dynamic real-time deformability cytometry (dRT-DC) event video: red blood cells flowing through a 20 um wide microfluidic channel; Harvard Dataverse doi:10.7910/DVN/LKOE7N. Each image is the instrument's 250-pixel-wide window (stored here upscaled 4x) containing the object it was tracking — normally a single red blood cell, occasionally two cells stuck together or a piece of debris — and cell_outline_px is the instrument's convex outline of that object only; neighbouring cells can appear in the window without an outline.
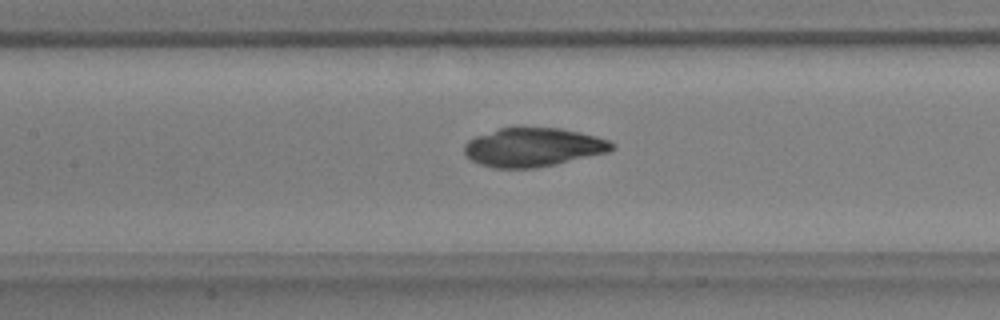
{"species": "common noctule bat (a hibernating species)", "species_latin": "Nyctalus noctula", "temperature_condition": "warm", "stored_images_in_passage": 9, "segment_of_instrument_passage": [2, 2], "camera_frame_rate_fps": 3000, "um_per_image_px": 0.085, "animal": {"sex": "male", "body_mass_g": 17.9, "forearm_length_mm": 54.2}, "frame": {"image": 1, "passage_image": 7, "time_ms": 2.0, "image_size_px": [1000, 320], "cell_outline_px": [[616, 144], [608, 152], [556, 164], [536, 168], [492, 168], [480, 164], [472, 160], [464, 152], [464, 144], [468, 140], [476, 136], [500, 128], [516, 124], [560, 128], [580, 132], [596, 136], [608, 140]], "centroid_in_image_um": [45.3, 12.48], "position_along_channel_um": 162.1, "area_um2": 34.04}}